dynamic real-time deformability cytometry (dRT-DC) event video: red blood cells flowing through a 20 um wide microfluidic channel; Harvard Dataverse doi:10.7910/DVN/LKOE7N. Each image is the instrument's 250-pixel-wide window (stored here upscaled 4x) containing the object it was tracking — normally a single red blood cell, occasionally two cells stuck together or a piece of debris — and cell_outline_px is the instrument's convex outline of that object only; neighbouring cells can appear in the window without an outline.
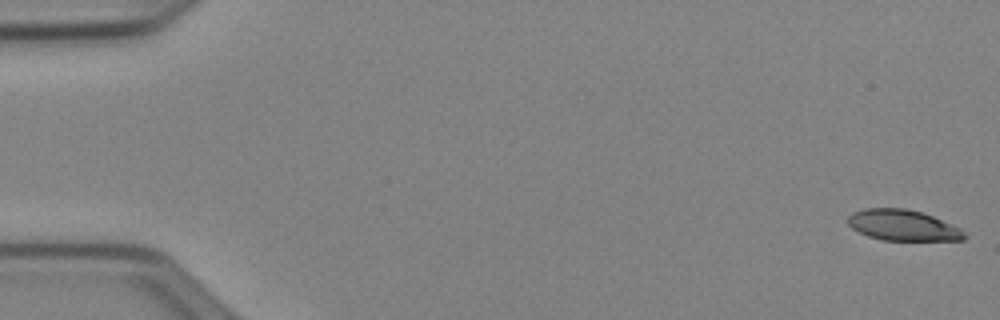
{"species": "Egyptian fruit bat (a non-hibernating species)", "species_latin": "Rousettus aegyptiacus", "temperature_condition": "cold", "stored_images_in_passage": 52, "camera_frame_rate_fps": 3000, "um_per_image_px": 0.085, "animal": {"sex": "female"}, "frame": {"image": 1, "passage_image": 1, "time_ms": 0.0, "image_size_px": [1000, 320], "cell_outline_px": [[968, 236], [964, 240], [884, 240], [868, 236], [852, 228], [848, 224], [848, 216], [852, 212], [864, 208], [904, 208], [920, 212], [932, 216], [960, 228]], "centroid_in_image_um": [76.73, 19.15], "position_along_channel_um": 8.3, "area_um2": 20.81}}
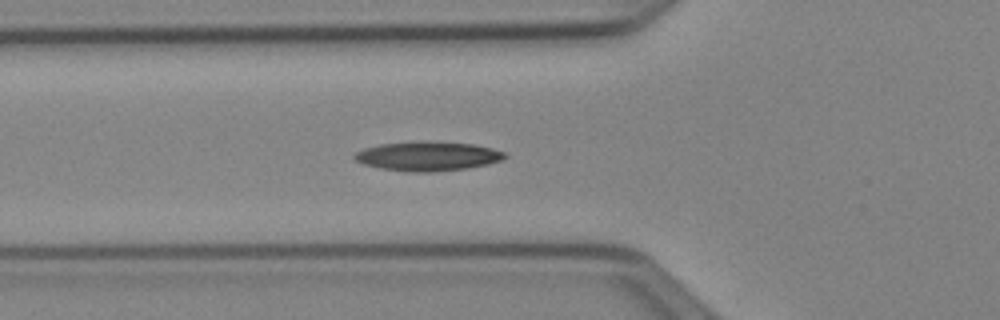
{"frame": {"image": 2, "passage_image": 19, "time_ms": 6.0, "image_size_px": [1000, 320], "cell_outline_px": [[508, 156], [504, 160], [488, 164], [468, 168], [432, 172], [412, 172], [380, 168], [364, 164], [356, 160], [352, 156], [356, 152], [364, 148], [380, 144], [420, 140], [428, 140], [472, 144], [492, 148], [504, 152]], "centroid_in_image_um": [36.37, 13.26], "position_along_channel_um": 89.4, "area_um2": 25.95}}
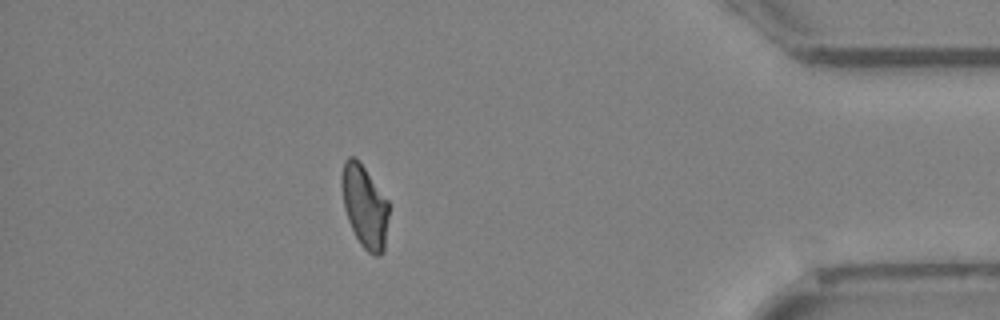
{"frame": {"image": 3, "passage_image": 46, "time_ms": 15.0, "image_size_px": [1000, 320], "cell_outline_px": [[388, 216], [384, 252], [380, 256], [376, 256], [368, 252], [360, 244], [348, 220], [344, 208], [340, 184], [340, 176], [344, 160], [348, 156], [352, 156], [364, 168], [388, 200]], "centroid_in_image_um": [30.97, 17.55], "position_along_channel_um": 404.2, "area_um2": 22.6}, "authors_computed_cell_mechanics": {"area_um2": 22.9755, "velocity_mm_per_s": 3.9584, "shape_relaxation_time_tau1_ms": 7.4628, "shape_relaxation_time_tau2_ms": null, "deformation_change_tau1": 0.1758, "deformation_change_tau2": null}}